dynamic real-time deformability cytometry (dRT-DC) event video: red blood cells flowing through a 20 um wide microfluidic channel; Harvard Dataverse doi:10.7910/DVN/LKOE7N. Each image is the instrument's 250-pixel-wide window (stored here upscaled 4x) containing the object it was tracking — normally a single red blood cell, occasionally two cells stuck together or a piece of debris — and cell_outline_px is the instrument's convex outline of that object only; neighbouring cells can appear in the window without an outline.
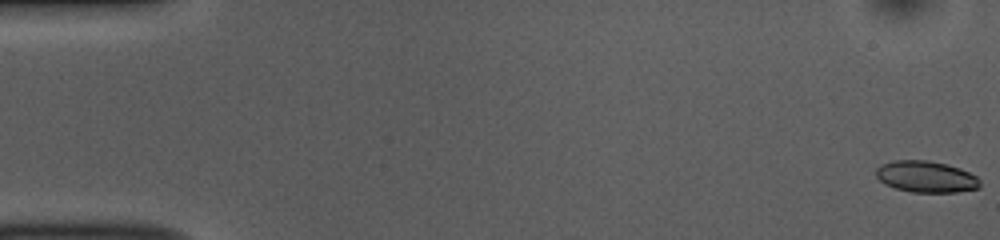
{"species": "common noctule bat (a hibernating species)", "species_latin": "Nyctalus noctula", "temperature_condition": "room temperature", "stored_images_in_passage": 53, "camera_frame_rate_fps": 3000, "um_per_image_px": 0.085, "animal": {"sex": "female", "body_mass_g": 10.0, "forearm_length_mm": 53.1}, "frame": {"image": 1, "passage_image": 1, "time_ms": 0.0, "image_size_px": [1000, 240], "cell_outline_px": [[980, 188], [956, 192], [912, 192], [896, 188], [884, 184], [876, 176], [876, 168], [880, 164], [892, 160], [928, 160], [948, 164], [960, 168], [976, 176], [980, 180]], "centroid_in_image_um": [78.7, 15.01], "position_along_channel_um": 6.3, "area_um2": 19.19}}
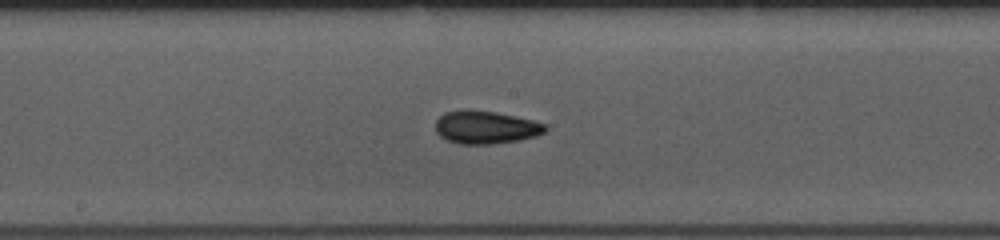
{"frame": {"image": 2, "passage_image": 28, "time_ms": 9.0, "image_size_px": [1000, 240], "cell_outline_px": [[548, 132], [536, 136], [520, 140], [492, 144], [460, 144], [448, 140], [440, 136], [436, 132], [436, 120], [444, 112], [496, 112], [532, 120], [548, 124]], "centroid_in_image_um": [41.37, 10.86], "position_along_channel_um": 206.8, "area_um2": 20.69}}
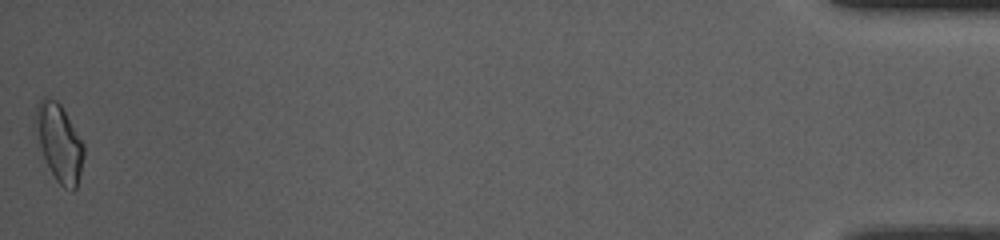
{"frame": {"image": 3, "passage_image": 53, "time_ms": 17.333, "image_size_px": [1000, 240], "cell_outline_px": [[84, 156], [76, 188], [72, 192], [64, 188], [56, 180], [44, 156], [32, 128], [32, 120], [36, 104], [44, 96], [48, 96], [56, 100], [60, 104], [84, 144]], "centroid_in_image_um": [4.98, 12.07], "position_along_channel_um": 430.2, "area_um2": 22.02}, "authors_computed_cell_mechanics": {"area_um2": 19.7098, "velocity_mm_per_s": 3.8224, "shape_relaxation_time_tau1_ms": 10.9219, "shape_relaxation_time_tau2_ms": 3.6441, "deformation_change_tau1": 0.1845, "deformation_change_tau2": 0.085}}